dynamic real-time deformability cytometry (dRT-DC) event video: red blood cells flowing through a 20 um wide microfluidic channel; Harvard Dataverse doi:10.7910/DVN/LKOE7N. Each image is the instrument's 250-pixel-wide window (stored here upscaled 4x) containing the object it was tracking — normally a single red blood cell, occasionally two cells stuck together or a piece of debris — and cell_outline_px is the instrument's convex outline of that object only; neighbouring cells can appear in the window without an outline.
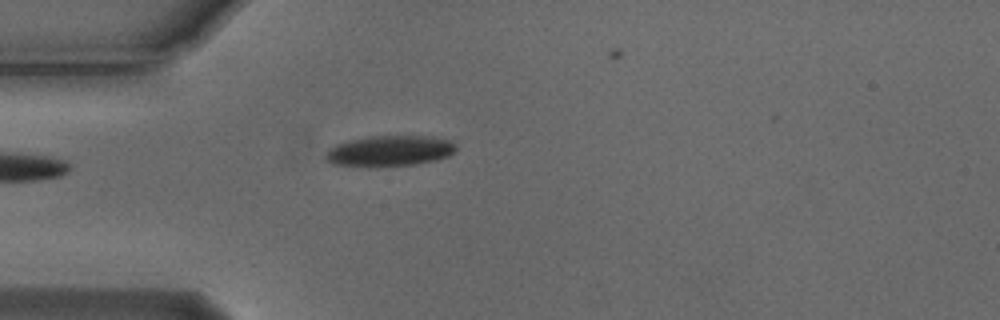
{"species": "Egyptian fruit bat (a non-hibernating species)", "species_latin": "Rousettus aegyptiacus", "temperature_condition": "cold", "stored_images_in_passage": 1, "camera_frame_rate_fps": 3000, "um_per_image_px": 0.085, "animal": {"sex": "male"}, "frame": {"image": 1, "passage_image": 1, "time_ms": 0.0, "image_size_px": [1000, 320], "cell_outline_px": [[456, 148], [448, 156], [436, 160], [416, 164], [376, 168], [368, 168], [332, 164], [324, 160], [324, 156], [328, 148], [336, 144], [348, 140], [368, 136], [432, 136], [452, 140], [456, 144]], "centroid_in_image_um": [33.06, 12.85], "position_along_channel_um": 51.9, "area_um2": 24.1}}